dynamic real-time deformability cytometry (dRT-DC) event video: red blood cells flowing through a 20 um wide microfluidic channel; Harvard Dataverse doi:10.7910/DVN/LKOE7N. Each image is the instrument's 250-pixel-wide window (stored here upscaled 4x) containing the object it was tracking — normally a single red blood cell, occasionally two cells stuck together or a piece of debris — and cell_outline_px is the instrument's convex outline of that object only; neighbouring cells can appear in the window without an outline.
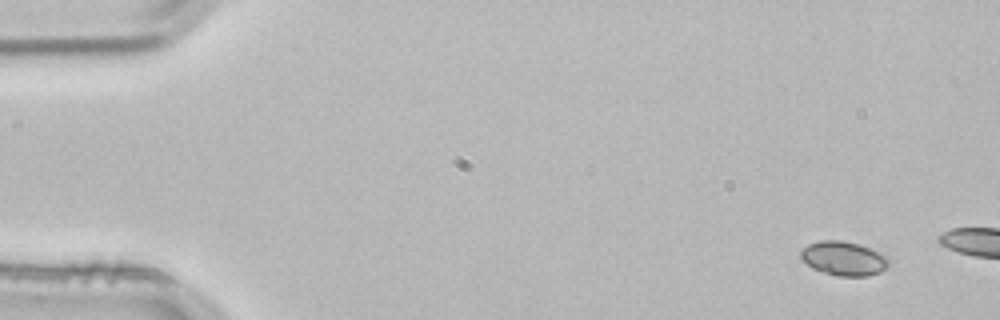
{"species": "common noctule bat (a hibernating species)", "species_latin": "Nyctalus noctula", "temperature_condition": "room temperature", "stored_images_in_passage": 3, "camera_frame_rate_fps": 3000, "um_per_image_px": 0.085, "animal": {"sex": "male", "body_mass_g": 21.5, "forearm_length_mm": 52.0}, "frame": {"image": 1, "passage_image": 1, "time_ms": 0.0, "image_size_px": [1000, 320], "cell_outline_px": [[888, 264], [880, 272], [868, 276], [836, 276], [812, 268], [800, 256], [800, 252], [808, 244], [820, 240], [840, 240], [860, 244], [884, 256], [888, 260]], "centroid_in_image_um": [71.67, 21.97], "position_along_channel_um": 13.3, "area_um2": 17.17}}